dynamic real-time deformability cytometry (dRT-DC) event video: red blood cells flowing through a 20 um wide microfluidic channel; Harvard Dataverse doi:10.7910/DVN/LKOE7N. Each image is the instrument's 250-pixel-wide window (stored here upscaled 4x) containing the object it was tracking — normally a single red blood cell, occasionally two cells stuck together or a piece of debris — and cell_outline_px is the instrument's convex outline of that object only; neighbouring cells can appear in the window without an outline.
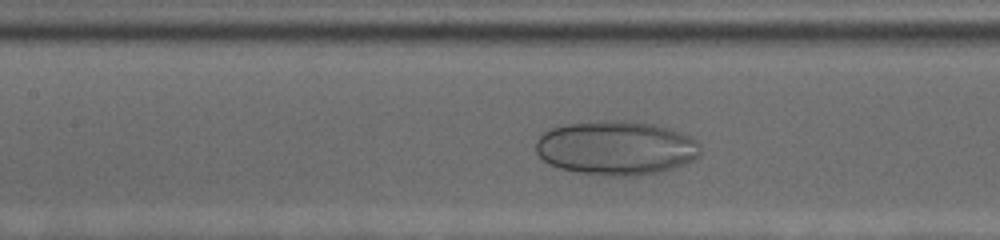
{"species": "human", "species_latin": "Homo sapiens", "temperature_condition": "cold", "stored_images_in_passage": 57, "camera_frame_rate_fps": 3000, "um_per_image_px": 0.085, "donor": {"sex": "female"}, "frame": {"image": 1, "passage_image": 17, "time_ms": 5.333, "image_size_px": [1000, 240], "cell_outline_px": [[700, 152], [692, 160], [684, 164], [672, 168], [656, 172], [632, 176], [608, 176], [576, 172], [560, 168], [548, 164], [536, 152], [536, 140], [544, 132], [552, 128], [568, 124], [604, 120], [620, 120], [652, 124], [688, 136], [696, 140], [700, 144]], "centroid_in_image_um": [52.32, 12.58], "position_along_channel_um": 155.1, "area_um2": 51.44}}
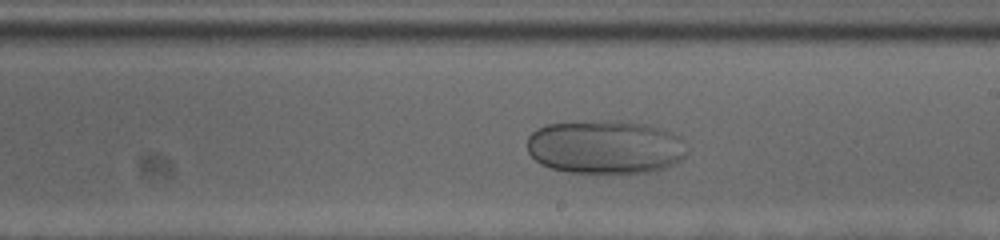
{"frame": {"image": 2, "passage_image": 26, "time_ms": 8.333, "image_size_px": [1000, 240], "cell_outline_px": [[684, 156], [680, 160], [664, 168], [648, 172], [600, 176], [568, 172], [552, 168], [540, 164], [528, 152], [528, 136], [536, 128], [548, 124], [600, 120], [620, 120], [644, 124], [680, 136], [684, 140]], "centroid_in_image_um": [51.4, 12.53], "position_along_channel_um": 237.6, "area_um2": 50.81}}
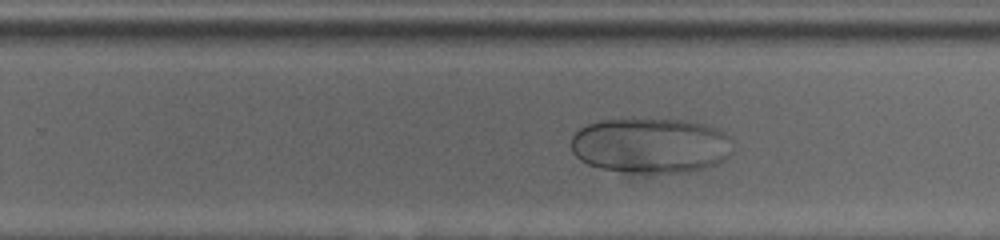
{"frame": {"image": 3, "passage_image": 30, "time_ms": 9.667, "image_size_px": [1000, 240], "cell_outline_px": [[728, 156], [724, 160], [716, 164], [704, 168], [680, 172], [632, 172], [600, 168], [588, 164], [580, 160], [572, 152], [572, 136], [580, 128], [588, 124], [604, 120], [684, 120], [716, 128], [724, 132], [728, 136]], "centroid_in_image_um": [55.25, 12.37], "position_along_channel_um": 274.5, "area_um2": 51.1}}